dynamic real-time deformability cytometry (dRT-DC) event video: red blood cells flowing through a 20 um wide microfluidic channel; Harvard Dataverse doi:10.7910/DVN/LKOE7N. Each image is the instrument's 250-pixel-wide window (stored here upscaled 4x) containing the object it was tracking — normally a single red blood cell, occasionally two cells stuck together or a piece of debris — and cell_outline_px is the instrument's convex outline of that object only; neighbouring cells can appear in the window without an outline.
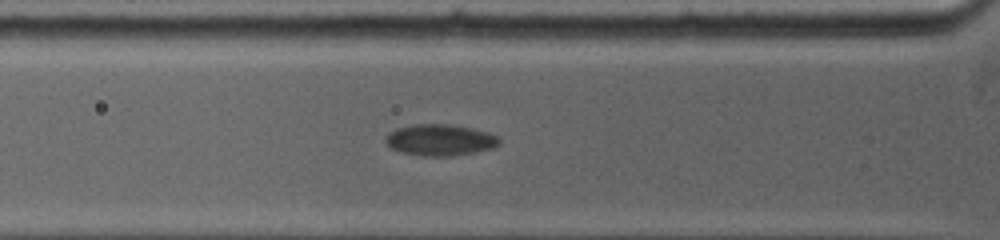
{"species": "common noctule bat (a hibernating species)", "species_latin": "Nyctalus noctula", "temperature_condition": "warm", "stored_images_in_passage": 7, "camera_frame_rate_fps": 5000, "um_per_image_px": 0.085, "animal": {"sex": "female", "body_mass_g": 19.0, "forearm_length_mm": 53.3}, "frame": {"image": 1, "passage_image": 5, "time_ms": 3.2, "image_size_px": [1000, 240], "cell_outline_px": [[500, 144], [492, 148], [476, 152], [452, 156], [424, 156], [404, 152], [392, 148], [384, 140], [384, 136], [388, 132], [396, 128], [412, 124], [448, 124], [472, 128], [488, 132], [500, 136]], "centroid_in_image_um": [37.42, 11.89], "position_along_channel_um": 88.4, "area_um2": 20.92}}
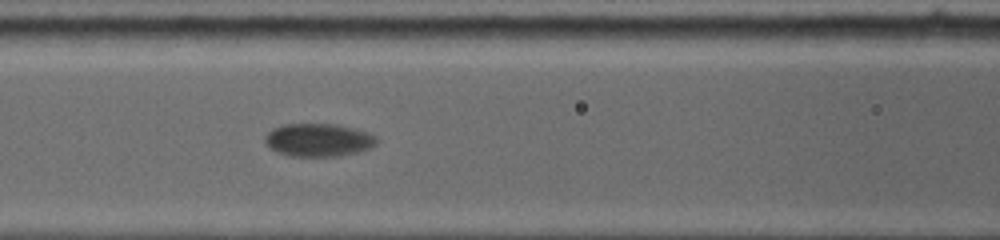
{"frame": {"image": 2, "passage_image": 7, "time_ms": 4.6, "image_size_px": [1000, 240], "cell_outline_px": [[376, 144], [372, 148], [356, 152], [336, 156], [288, 156], [276, 152], [264, 140], [264, 136], [272, 128], [284, 124], [336, 124], [368, 132], [376, 140]], "centroid_in_image_um": [27.03, 11.9], "position_along_channel_um": 139.6, "area_um2": 21.33}}